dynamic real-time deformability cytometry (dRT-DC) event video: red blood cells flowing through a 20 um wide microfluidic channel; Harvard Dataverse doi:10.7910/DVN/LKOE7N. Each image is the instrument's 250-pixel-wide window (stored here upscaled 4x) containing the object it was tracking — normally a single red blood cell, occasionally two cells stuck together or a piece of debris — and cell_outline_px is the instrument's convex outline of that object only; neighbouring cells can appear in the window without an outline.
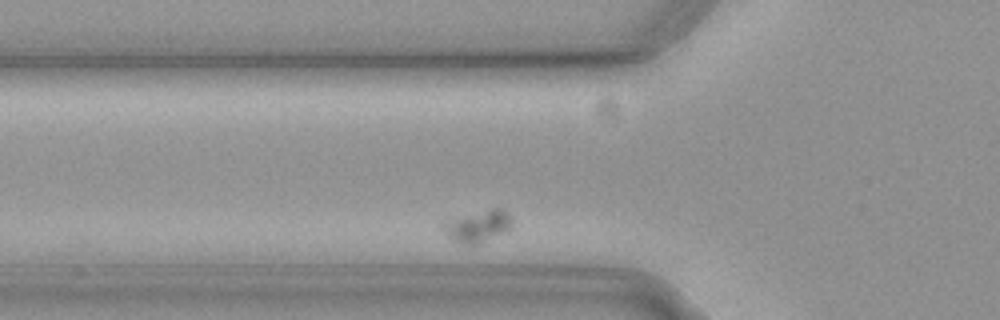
{"species": "common noctule bat (a hibernating species)", "species_latin": "Nyctalus noctula", "temperature_condition": "cold", "stored_images_in_passage": 31, "camera_frame_rate_fps": 3000, "um_per_image_px": 0.085, "animal": {"sex": "female", "body_mass_g": 19.3, "forearm_length_mm": 54.1}, "frame": {"image": 1, "passage_image": 4, "time_ms": 1.0, "image_size_px": [1000, 320], "cell_outline_px": [[512, 228], [504, 232], [476, 244], [464, 244], [452, 240], [440, 228], [440, 224], [444, 220], [492, 208], [504, 208], [512, 216]], "centroid_in_image_um": [40.6, 19.19], "position_along_channel_um": 85.2, "area_um2": 12.95}}
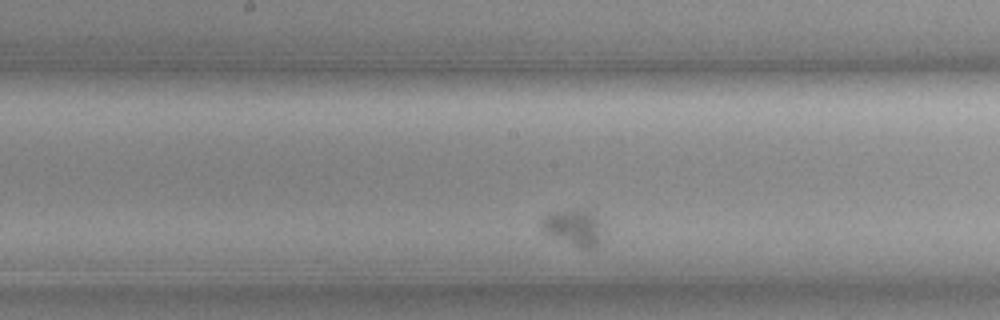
{"frame": {"image": 2, "passage_image": 15, "time_ms": 4.667, "image_size_px": [1000, 320], "cell_outline_px": [[600, 240], [596, 248], [580, 248], [548, 236], [540, 228], [540, 224], [544, 216], [548, 212], [592, 212], [596, 216], [600, 224]], "centroid_in_image_um": [48.7, 19.4], "position_along_channel_um": 199.5, "area_um2": 12.6}}
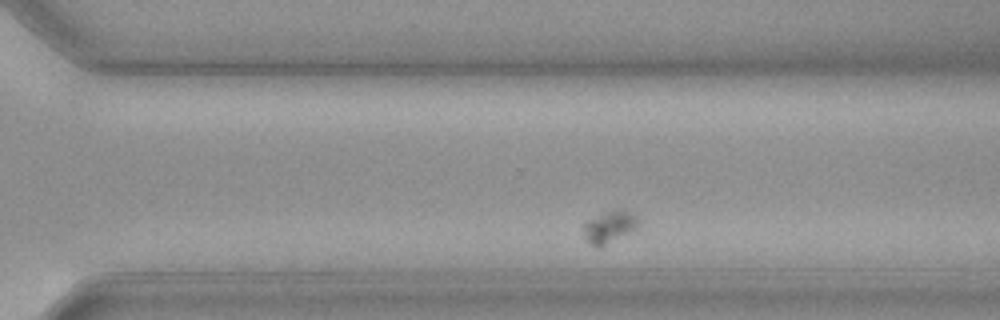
{"frame": {"image": 3, "passage_image": 26, "time_ms": 8.333, "image_size_px": [1000, 320], "cell_outline_px": [[640, 228], [600, 248], [592, 244], [584, 236], [580, 228], [588, 220], [604, 212], [632, 212], [640, 220]], "centroid_in_image_um": [51.82, 19.33], "position_along_channel_um": 318.8, "area_um2": 10.29}}